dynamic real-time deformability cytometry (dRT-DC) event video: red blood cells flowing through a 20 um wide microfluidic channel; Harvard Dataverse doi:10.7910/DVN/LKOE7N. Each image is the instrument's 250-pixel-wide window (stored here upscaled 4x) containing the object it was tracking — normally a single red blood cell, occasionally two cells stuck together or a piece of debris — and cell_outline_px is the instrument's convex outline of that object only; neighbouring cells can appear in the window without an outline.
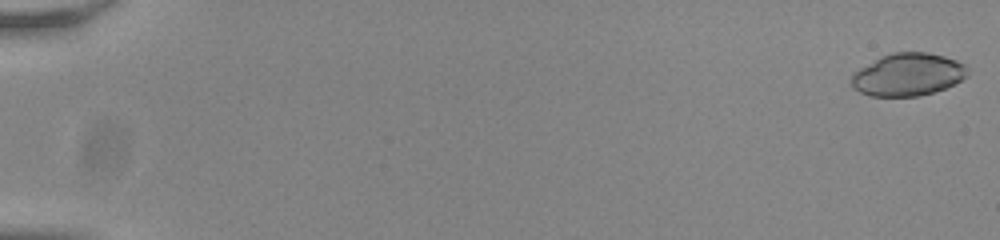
{"species": "common noctule bat (a hibernating species)", "species_latin": "Nyctalus noctula", "temperature_condition": "room temperature", "stored_images_in_passage": 55, "camera_frame_rate_fps": 3000, "um_per_image_px": 0.085, "animal": {"sex": "male", "body_mass_g": 20.0, "forearm_length_mm": 53.3}, "frame": {"image": 1, "passage_image": 1, "time_ms": 0.0, "image_size_px": [1000, 240], "cell_outline_px": [[968, 76], [944, 88], [920, 96], [868, 96], [852, 88], [852, 76], [860, 68], [880, 56], [892, 52], [928, 52], [944, 56], [956, 60], [964, 64], [968, 68]], "centroid_in_image_um": [77.17, 6.33], "position_along_channel_um": 7.8, "area_um2": 28.78}}